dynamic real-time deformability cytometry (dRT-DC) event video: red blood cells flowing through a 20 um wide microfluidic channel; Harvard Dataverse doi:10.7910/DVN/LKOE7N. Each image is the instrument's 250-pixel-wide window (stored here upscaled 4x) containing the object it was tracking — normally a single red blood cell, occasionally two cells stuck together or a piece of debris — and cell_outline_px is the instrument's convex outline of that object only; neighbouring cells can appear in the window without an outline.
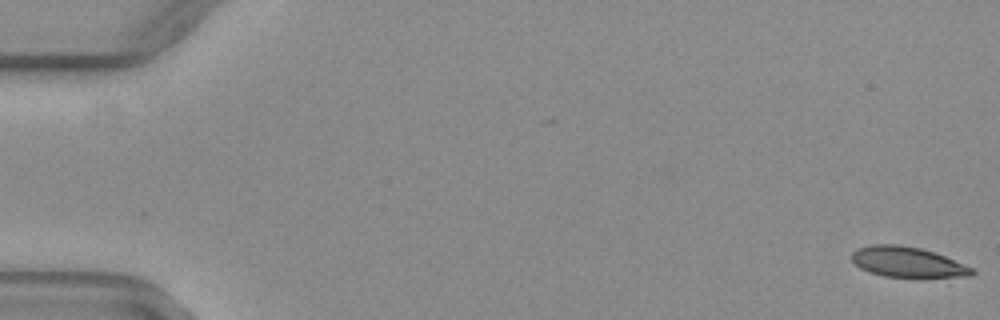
{"species": "common noctule bat (a hibernating species)", "species_latin": "Nyctalus noctula", "temperature_condition": "warm", "stored_images_in_passage": 52, "camera_frame_rate_fps": 3000, "um_per_image_px": 0.085, "animal": {"sex": "female", "body_mass_g": 29.2, "forearm_length_mm": 56.3}, "frame": {"image": 1, "passage_image": 1, "time_ms": 0.0, "image_size_px": [1000, 320], "cell_outline_px": [[976, 272], [972, 276], [884, 276], [860, 268], [852, 260], [852, 252], [856, 248], [872, 244], [900, 244], [920, 248], [936, 252], [964, 264], [972, 268]], "centroid_in_image_um": [77.12, 22.24], "position_along_channel_um": 7.9, "area_um2": 20.98}}
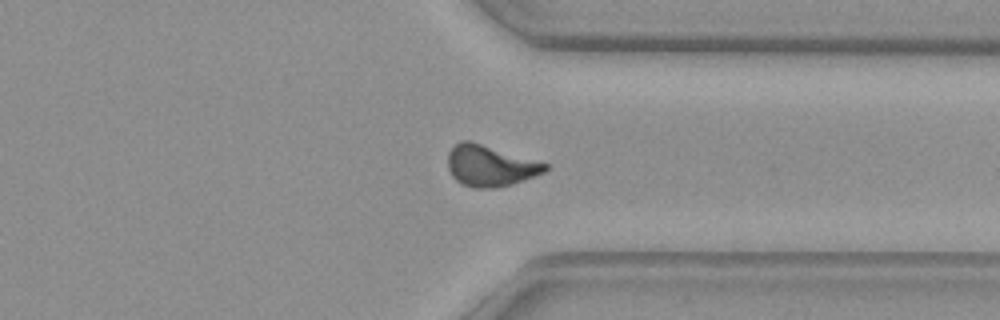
{"frame": {"image": 2, "passage_image": 40, "time_ms": 13.0, "image_size_px": [1000, 320], "cell_outline_px": [[548, 168], [544, 172], [512, 184], [496, 188], [472, 188], [460, 184], [452, 176], [448, 168], [448, 152], [460, 140], [472, 140], [548, 164]], "centroid_in_image_um": [41.62, 14.08], "position_along_channel_um": 369.8, "area_um2": 23.41}}
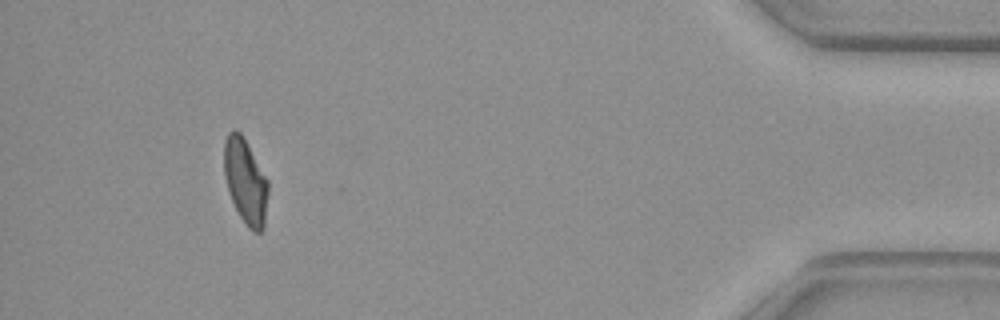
{"frame": {"image": 3, "passage_image": 48, "time_ms": 15.667, "image_size_px": [1000, 320], "cell_outline_px": [[268, 192], [264, 228], [260, 232], [252, 232], [248, 228], [240, 216], [228, 192], [224, 176], [224, 140], [228, 132], [232, 128], [236, 128], [240, 132], [268, 180]], "centroid_in_image_um": [20.85, 15.4], "position_along_channel_um": 414.3, "area_um2": 21.91}, "authors_computed_cell_mechanics": {"area_um2": 22.831, "velocity_mm_per_s": 4.0805, "shape_relaxation_time_tau1_ms": null, "shape_relaxation_time_tau2_ms": 2.6425, "deformation_change_tau1": null, "deformation_change_tau2": 0.0935}}